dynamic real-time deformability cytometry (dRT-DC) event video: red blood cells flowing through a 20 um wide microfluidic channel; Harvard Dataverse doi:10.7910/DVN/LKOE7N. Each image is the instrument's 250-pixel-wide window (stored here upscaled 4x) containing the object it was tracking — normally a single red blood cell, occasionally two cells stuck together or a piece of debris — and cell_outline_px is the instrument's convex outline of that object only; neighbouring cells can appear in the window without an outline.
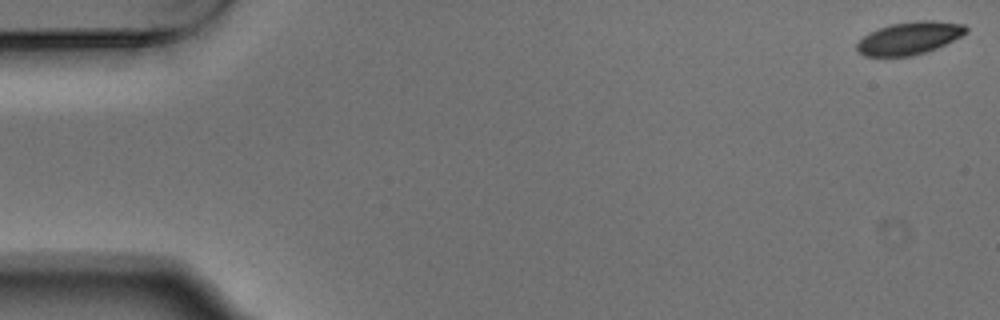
{"species": "Egyptian fruit bat (a non-hibernating species)", "species_latin": "Rousettus aegyptiacus", "temperature_condition": "warm", "stored_images_in_passage": 15, "camera_frame_rate_fps": 3000, "um_per_image_px": 0.085, "animal": {"sex": "male"}, "frame": {"image": 1, "passage_image": 1, "time_ms": 0.0, "image_size_px": [1000, 320], "cell_outline_px": [[968, 32], [936, 48], [912, 56], [864, 56], [856, 48], [856, 44], [864, 36], [880, 28], [892, 24], [916, 20], [932, 20], [964, 24], [968, 28]], "centroid_in_image_um": [77.31, 3.23], "position_along_channel_um": 7.7, "area_um2": 20.46}}
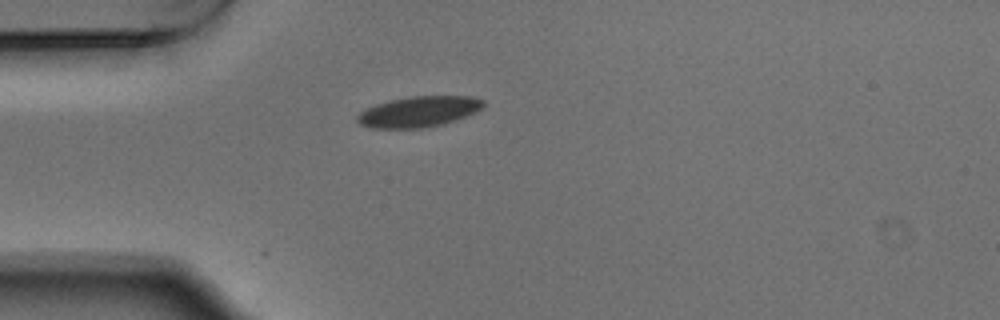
{"frame": {"image": 2, "passage_image": 15, "time_ms": 4.667, "image_size_px": [1000, 320], "cell_outline_px": [[484, 104], [476, 112], [456, 120], [444, 124], [424, 128], [372, 128], [360, 124], [356, 120], [356, 116], [360, 112], [376, 104], [392, 100], [412, 96], [472, 96], [484, 100]], "centroid_in_image_um": [35.61, 9.5], "position_along_channel_um": 49.4, "area_um2": 22.48}}